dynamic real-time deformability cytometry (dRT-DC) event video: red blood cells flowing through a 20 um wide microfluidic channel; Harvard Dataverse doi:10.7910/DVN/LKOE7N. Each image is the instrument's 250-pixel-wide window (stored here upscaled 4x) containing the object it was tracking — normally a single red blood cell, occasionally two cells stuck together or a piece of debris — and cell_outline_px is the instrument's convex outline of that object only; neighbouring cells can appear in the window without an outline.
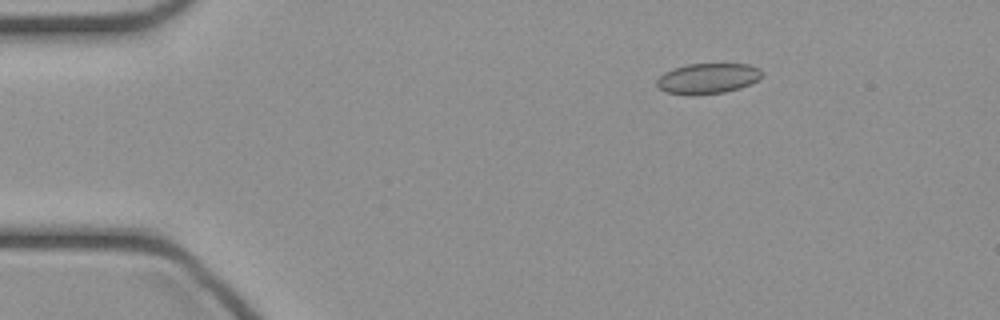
{"species": "common noctule bat (a hibernating species)", "species_latin": "Nyctalus noctula", "temperature_condition": "cold", "stored_images_in_passage": 40, "camera_frame_rate_fps": 3000, "um_per_image_px": 0.085, "animal": {"sex": "female", "body_mass_g": 21.9}, "frame": {"image": 1, "passage_image": 1, "time_ms": 0.0, "image_size_px": [1000, 320], "cell_outline_px": [[764, 72], [760, 80], [740, 88], [724, 92], [692, 96], [688, 96], [664, 92], [656, 84], [656, 80], [664, 72], [672, 68], [688, 64], [748, 64], [760, 68]], "centroid_in_image_um": [60.16, 6.68], "position_along_channel_um": 24.8, "area_um2": 19.07}}
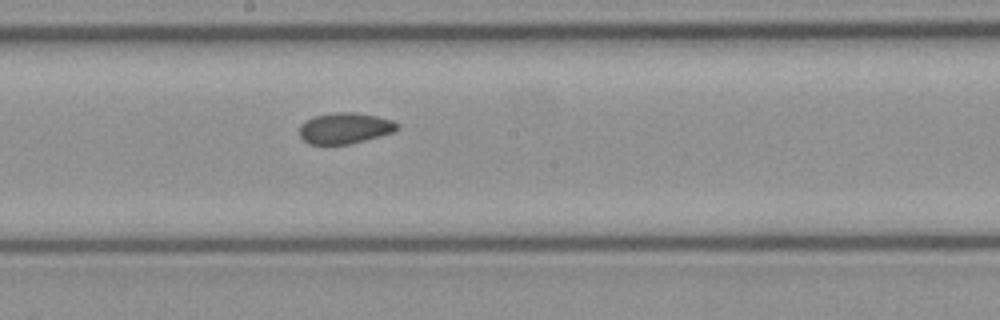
{"frame": {"image": 2, "passage_image": 19, "time_ms": 6.0, "image_size_px": [1000, 320], "cell_outline_px": [[400, 128], [392, 132], [380, 136], [348, 144], [308, 144], [300, 136], [300, 124], [304, 120], [312, 116], [340, 112], [356, 112], [376, 116], [392, 120], [400, 124]], "centroid_in_image_um": [29.31, 10.88], "position_along_channel_um": 218.9, "area_um2": 17.69}}
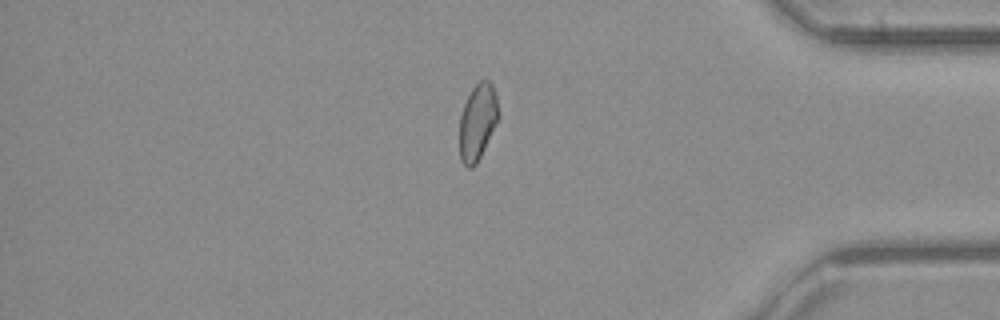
{"frame": {"image": 3, "passage_image": 33, "time_ms": 10.667, "image_size_px": [1000, 320], "cell_outline_px": [[500, 116], [476, 164], [472, 168], [468, 168], [460, 160], [460, 116], [464, 104], [472, 88], [480, 80], [488, 80], [492, 84], [496, 92]], "centroid_in_image_um": [40.61, 10.34], "position_along_channel_um": 394.6, "area_um2": 17.28}}